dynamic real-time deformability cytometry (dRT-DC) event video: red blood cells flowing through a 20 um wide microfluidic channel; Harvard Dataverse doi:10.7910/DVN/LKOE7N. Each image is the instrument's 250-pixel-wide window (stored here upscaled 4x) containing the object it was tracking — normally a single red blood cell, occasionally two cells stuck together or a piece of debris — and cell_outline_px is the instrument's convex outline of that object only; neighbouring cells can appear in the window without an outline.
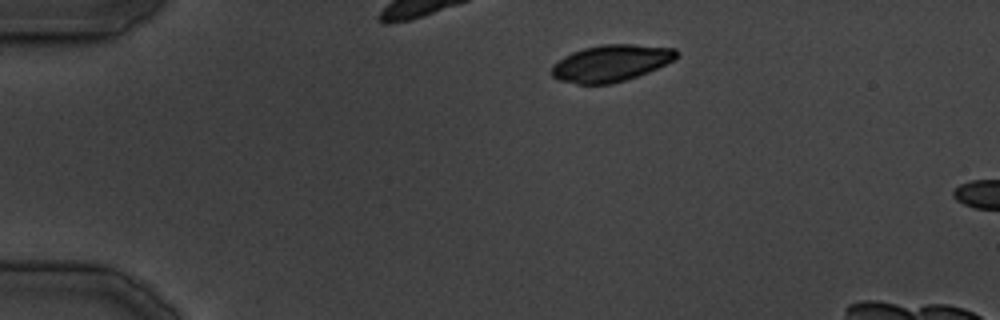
{"species": "common noctule bat (a hibernating species)", "species_latin": "Nyctalus noctula", "temperature_condition": "cold", "stored_images_in_passage": 3, "camera_frame_rate_fps": 3000, "um_per_image_px": 0.085, "animal": {"sex": "male", "body_mass_g": 19.5, "forearm_length_mm": 54.6}, "frame": {"image": 1, "passage_image": 1, "time_ms": 0.0, "image_size_px": [1000, 320], "cell_outline_px": [[680, 52], [672, 60], [648, 72], [612, 84], [576, 84], [560, 80], [552, 76], [552, 64], [564, 56], [572, 52], [584, 48], [604, 44], [632, 44], [676, 48]], "centroid_in_image_um": [51.91, 5.36], "position_along_channel_um": 33.1, "area_um2": 26.53}}